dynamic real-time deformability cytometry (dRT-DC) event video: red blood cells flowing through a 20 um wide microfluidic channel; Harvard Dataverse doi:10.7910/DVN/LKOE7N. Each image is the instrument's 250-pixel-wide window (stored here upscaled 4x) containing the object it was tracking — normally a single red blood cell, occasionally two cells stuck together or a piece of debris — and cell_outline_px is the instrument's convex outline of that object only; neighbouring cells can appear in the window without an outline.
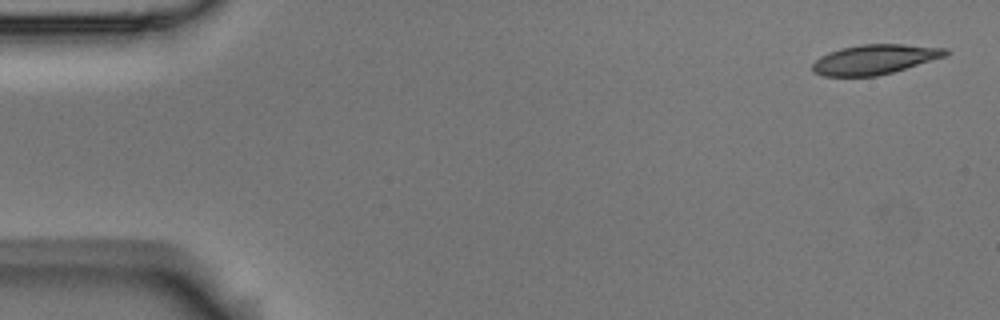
{"species": "Egyptian fruit bat (a non-hibernating species)", "species_latin": "Rousettus aegyptiacus", "temperature_condition": "room temperature", "stored_images_in_passage": 7, "camera_frame_rate_fps": 3000, "um_per_image_px": 0.085, "animal": {"sex": "male"}, "frame": {"image": 1, "passage_image": 1, "time_ms": 0.0, "image_size_px": [1000, 320], "cell_outline_px": [[952, 52], [944, 56], [892, 72], [876, 76], [824, 76], [812, 72], [812, 64], [820, 56], [828, 52], [840, 48], [860, 44], [904, 44], [948, 48]], "centroid_in_image_um": [74.32, 5.04], "position_along_channel_um": 10.7, "area_um2": 23.06}}
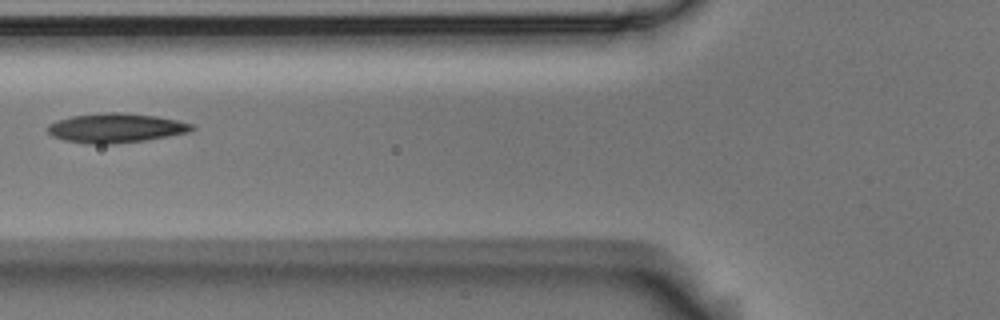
{"frame": {"image": 2, "passage_image": 6, "time_ms": 1.667, "image_size_px": [1000, 320], "cell_outline_px": [[196, 128], [188, 132], [148, 140], [116, 144], [84, 144], [64, 140], [52, 136], [48, 132], [48, 124], [56, 120], [72, 116], [104, 112], [124, 112], [156, 116], [176, 120], [192, 124]], "centroid_in_image_um": [9.82, 10.88], "position_along_channel_um": 116.0, "area_um2": 24.91}}
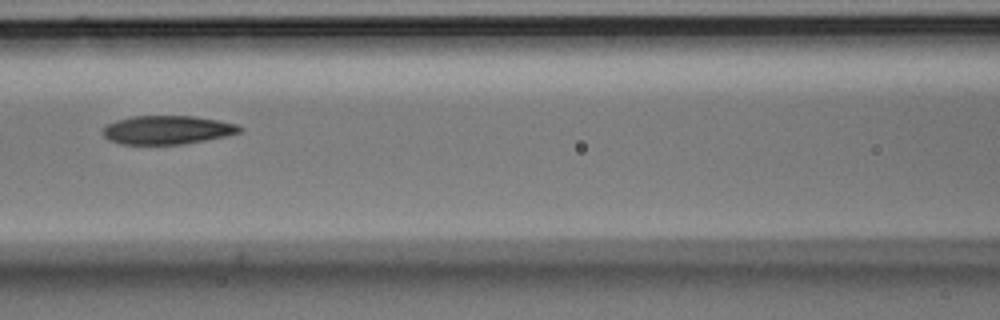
{"frame": {"image": 3, "passage_image": 7, "time_ms": 2.0, "image_size_px": [1000, 320], "cell_outline_px": [[244, 128], [240, 132], [228, 136], [184, 144], [120, 144], [108, 140], [104, 136], [104, 128], [108, 124], [116, 120], [132, 116], [192, 116], [220, 120], [236, 124]], "centroid_in_image_um": [14.25, 11.04], "position_along_channel_um": 152.3, "area_um2": 22.89}}